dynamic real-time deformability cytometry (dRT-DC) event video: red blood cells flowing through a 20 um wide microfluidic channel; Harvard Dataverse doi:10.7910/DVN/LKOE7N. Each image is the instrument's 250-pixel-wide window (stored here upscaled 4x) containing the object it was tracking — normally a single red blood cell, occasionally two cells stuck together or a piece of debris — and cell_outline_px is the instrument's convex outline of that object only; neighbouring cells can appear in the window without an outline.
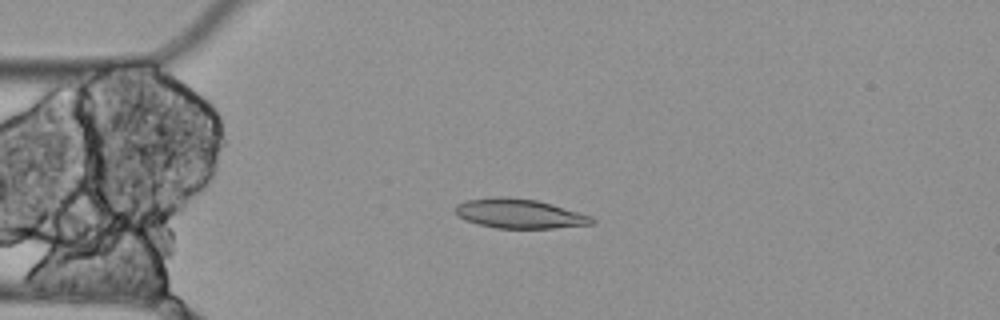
{"species": "Egyptian fruit bat (a non-hibernating species)", "species_latin": "Rousettus aegyptiacus", "temperature_condition": "cold", "stored_images_in_passage": 4, "camera_frame_rate_fps": 3000, "um_per_image_px": 0.085, "animal": {"sex": "female"}, "frame": {"image": 1, "passage_image": 3, "time_ms": 0.667, "image_size_px": [1000, 320], "cell_outline_px": [[596, 220], [592, 224], [552, 228], [496, 228], [476, 224], [464, 220], [456, 216], [456, 204], [468, 200], [496, 196], [508, 196], [536, 200], [592, 216]], "centroid_in_image_um": [44.1, 18.16], "position_along_channel_um": 40.9, "area_um2": 23.41}}